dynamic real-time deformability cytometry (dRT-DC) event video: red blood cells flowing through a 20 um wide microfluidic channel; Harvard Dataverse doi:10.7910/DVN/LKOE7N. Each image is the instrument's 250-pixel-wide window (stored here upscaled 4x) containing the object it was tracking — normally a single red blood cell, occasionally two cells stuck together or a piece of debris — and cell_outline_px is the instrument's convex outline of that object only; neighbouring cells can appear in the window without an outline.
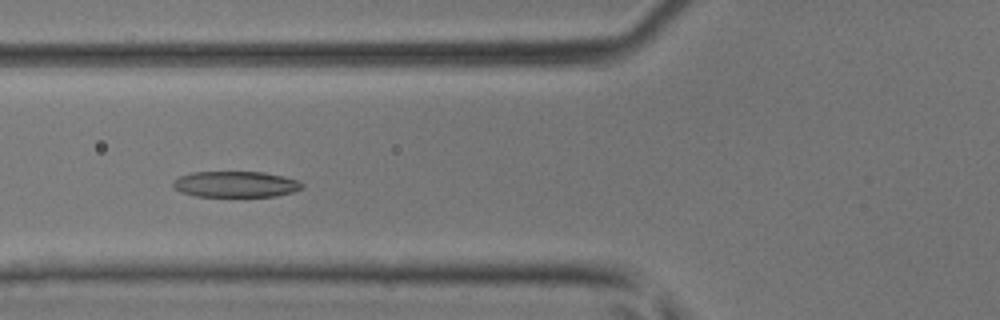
{"species": "common noctule bat (a hibernating species)", "species_latin": "Nyctalus noctula", "temperature_condition": "room temperature", "stored_images_in_passage": 26, "camera_frame_rate_fps": 3000, "um_per_image_px": 0.085, "animal": {"sex": "male", "body_mass_g": 17.9, "forearm_length_mm": 54.2}, "frame": {"image": 1, "passage_image": 16, "time_ms": 5.0, "image_size_px": [1000, 320], "cell_outline_px": [[304, 188], [292, 192], [276, 196], [196, 196], [180, 192], [172, 188], [172, 180], [180, 176], [192, 172], [264, 172], [300, 180], [304, 184]], "centroid_in_image_um": [20.02, 15.66], "position_along_channel_um": 105.8, "area_um2": 19.71}}
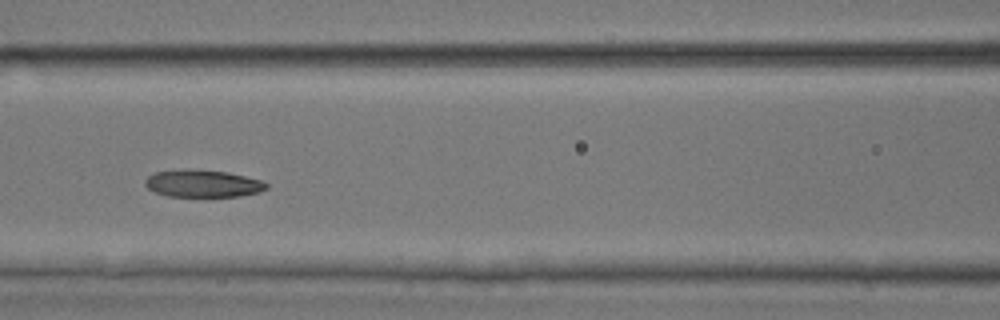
{"frame": {"image": 2, "passage_image": 19, "time_ms": 6.0, "image_size_px": [1000, 320], "cell_outline_px": [[268, 188], [260, 192], [240, 196], [168, 196], [156, 192], [148, 188], [144, 184], [144, 180], [152, 172], [188, 168], [228, 172], [260, 180], [268, 184]], "centroid_in_image_um": [17.21, 15.58], "position_along_channel_um": 149.4, "area_um2": 19.42}}